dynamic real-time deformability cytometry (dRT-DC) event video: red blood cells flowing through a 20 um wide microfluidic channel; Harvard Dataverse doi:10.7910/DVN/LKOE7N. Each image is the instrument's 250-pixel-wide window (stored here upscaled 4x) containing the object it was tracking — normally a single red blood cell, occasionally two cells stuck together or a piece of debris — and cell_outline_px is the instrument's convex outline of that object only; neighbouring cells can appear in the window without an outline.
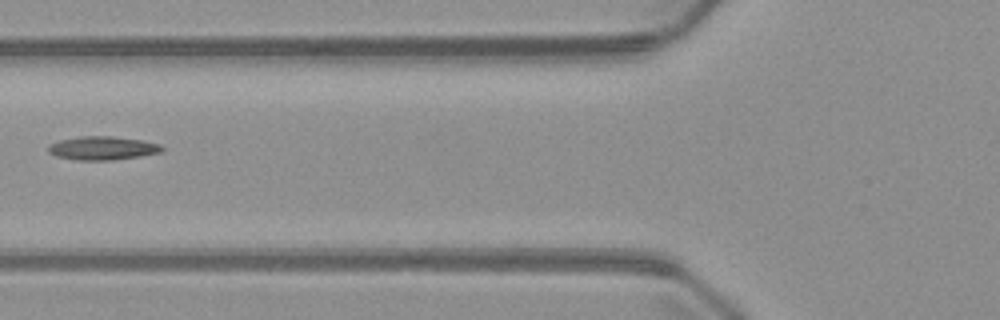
{"species": "common noctule bat (a hibernating species)", "species_latin": "Nyctalus noctula", "temperature_condition": "warm", "stored_images_in_passage": 3, "camera_frame_rate_fps": 3000, "um_per_image_px": 0.085, "animal": {"sex": "male", "body_mass_g": 23.1, "forearm_length_mm": 52.7}, "frame": {"image": 1, "passage_image": 3, "time_ms": 2.333, "image_size_px": [1000, 320], "cell_outline_px": [[164, 148], [160, 152], [140, 156], [112, 160], [76, 160], [56, 156], [48, 152], [48, 144], [60, 140], [80, 136], [112, 136], [144, 140], [160, 144]], "centroid_in_image_um": [8.7, 12.58], "position_along_channel_um": 117.1, "area_um2": 15.66}}